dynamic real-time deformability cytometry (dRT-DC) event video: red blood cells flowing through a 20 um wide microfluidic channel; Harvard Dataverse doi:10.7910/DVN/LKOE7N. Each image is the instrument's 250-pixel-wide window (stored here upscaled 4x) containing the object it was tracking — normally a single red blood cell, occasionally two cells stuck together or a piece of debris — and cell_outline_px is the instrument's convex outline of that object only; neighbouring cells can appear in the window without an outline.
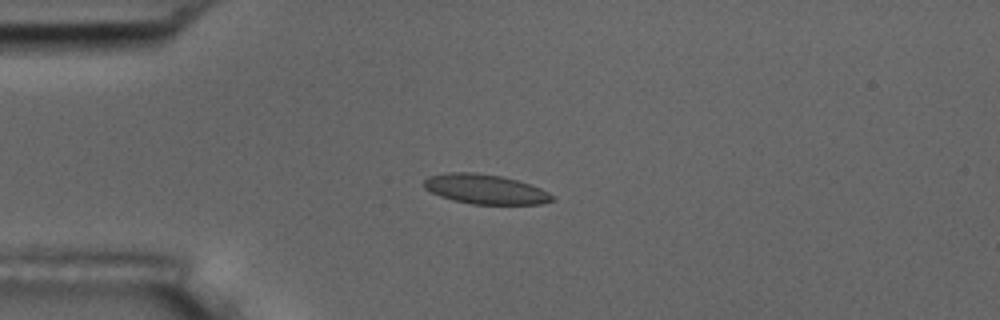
{"species": "common noctule bat (a hibernating species)", "species_latin": "Nyctalus noctula", "temperature_condition": "room temperature", "stored_images_in_passage": 6, "camera_frame_rate_fps": 3000, "um_per_image_px": 0.085, "animal": {"sex": "male", "body_mass_g": 17.5, "forearm_length_mm": 52.3}, "frame": {"image": 1, "passage_image": 5, "time_ms": 4.667, "image_size_px": [1000, 320], "cell_outline_px": [[556, 200], [540, 204], [472, 204], [452, 200], [440, 196], [424, 188], [424, 180], [428, 176], [448, 172], [476, 172], [500, 176], [516, 180], [540, 188], [556, 196]], "centroid_in_image_um": [41.25, 16.08], "position_along_channel_um": 43.7, "area_um2": 22.2}}